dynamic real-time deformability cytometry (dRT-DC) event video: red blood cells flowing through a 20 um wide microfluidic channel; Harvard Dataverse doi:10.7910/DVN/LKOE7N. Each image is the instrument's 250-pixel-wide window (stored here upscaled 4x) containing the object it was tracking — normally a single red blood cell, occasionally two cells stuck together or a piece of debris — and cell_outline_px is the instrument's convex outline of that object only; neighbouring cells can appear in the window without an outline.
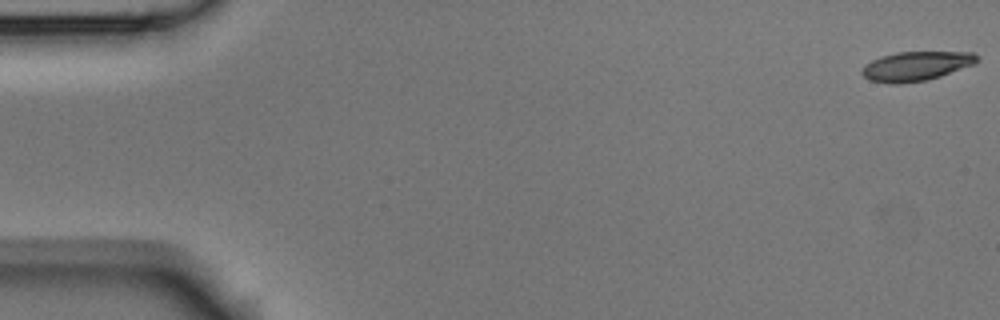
{"species": "Egyptian fruit bat (a non-hibernating species)", "species_latin": "Rousettus aegyptiacus", "temperature_condition": "room temperature", "stored_images_in_passage": 15, "camera_frame_rate_fps": 3000, "um_per_image_px": 0.085, "animal": {"sex": "male"}, "frame": {"image": 1, "passage_image": 1, "time_ms": 0.0, "image_size_px": [1000, 320], "cell_outline_px": [[980, 60], [976, 64], [928, 80], [900, 84], [888, 84], [868, 80], [860, 72], [872, 60], [880, 56], [900, 52], [972, 52], [980, 56]], "centroid_in_image_um": [77.91, 5.63], "position_along_channel_um": 7.1, "area_um2": 19.83}}
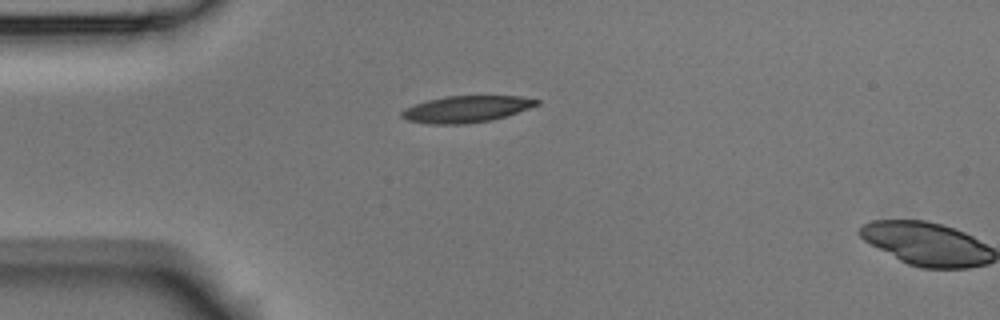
{"frame": {"image": 2, "passage_image": 14, "time_ms": 4.333, "image_size_px": [1000, 320], "cell_outline_px": [[540, 104], [492, 120], [464, 124], [428, 124], [408, 120], [400, 116], [400, 112], [404, 108], [428, 100], [448, 96], [520, 96], [540, 100]], "centroid_in_image_um": [39.61, 9.27], "position_along_channel_um": 45.4, "area_um2": 20.75}}